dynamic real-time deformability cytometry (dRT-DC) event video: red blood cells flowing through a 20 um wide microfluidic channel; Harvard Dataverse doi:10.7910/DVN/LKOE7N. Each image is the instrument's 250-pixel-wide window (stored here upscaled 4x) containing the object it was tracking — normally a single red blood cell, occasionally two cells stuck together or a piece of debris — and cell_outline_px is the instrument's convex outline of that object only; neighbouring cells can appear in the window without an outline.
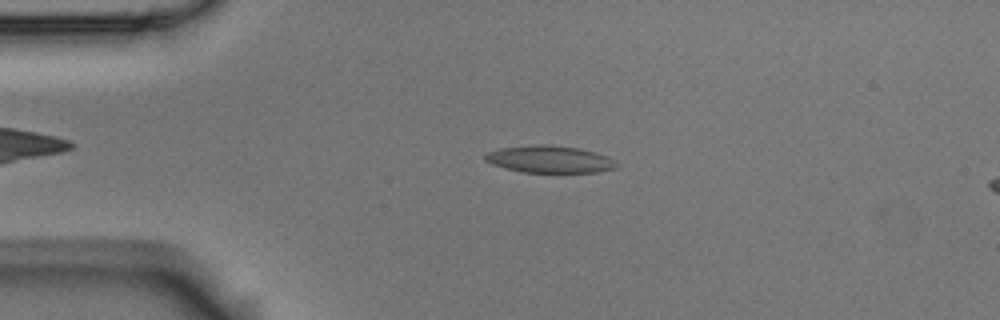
{"species": "Egyptian fruit bat (a non-hibernating species)", "species_latin": "Rousettus aegyptiacus", "temperature_condition": "room temperature", "stored_images_in_passage": 2, "camera_frame_rate_fps": 3000, "um_per_image_px": 0.085, "animal": {"sex": "male"}, "frame": {"image": 1, "passage_image": 2, "time_ms": 0.333, "image_size_px": [1000, 320], "cell_outline_px": [[620, 164], [616, 168], [596, 172], [524, 172], [492, 164], [484, 160], [484, 156], [488, 152], [500, 148], [532, 144], [548, 144], [580, 148], [596, 152], [608, 156], [616, 160]], "centroid_in_image_um": [46.77, 13.52], "position_along_channel_um": 38.2, "area_um2": 20.92}}